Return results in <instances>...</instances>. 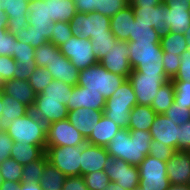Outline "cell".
I'll list each match as a JSON object with an SVG mask.
<instances>
[{
	"label": "cell",
	"instance_id": "obj_1",
	"mask_svg": "<svg viewBox=\"0 0 190 190\" xmlns=\"http://www.w3.org/2000/svg\"><path fill=\"white\" fill-rule=\"evenodd\" d=\"M150 131L121 129L106 146L110 157L138 166L149 154Z\"/></svg>",
	"mask_w": 190,
	"mask_h": 190
},
{
	"label": "cell",
	"instance_id": "obj_2",
	"mask_svg": "<svg viewBox=\"0 0 190 190\" xmlns=\"http://www.w3.org/2000/svg\"><path fill=\"white\" fill-rule=\"evenodd\" d=\"M129 61L133 70L144 75H166L160 43L128 42Z\"/></svg>",
	"mask_w": 190,
	"mask_h": 190
},
{
	"label": "cell",
	"instance_id": "obj_3",
	"mask_svg": "<svg viewBox=\"0 0 190 190\" xmlns=\"http://www.w3.org/2000/svg\"><path fill=\"white\" fill-rule=\"evenodd\" d=\"M14 143L39 145L46 150L47 125L31 110L4 127Z\"/></svg>",
	"mask_w": 190,
	"mask_h": 190
},
{
	"label": "cell",
	"instance_id": "obj_4",
	"mask_svg": "<svg viewBox=\"0 0 190 190\" xmlns=\"http://www.w3.org/2000/svg\"><path fill=\"white\" fill-rule=\"evenodd\" d=\"M127 80L126 77L107 71L99 62L80 70L77 85L101 93L107 100Z\"/></svg>",
	"mask_w": 190,
	"mask_h": 190
},
{
	"label": "cell",
	"instance_id": "obj_5",
	"mask_svg": "<svg viewBox=\"0 0 190 190\" xmlns=\"http://www.w3.org/2000/svg\"><path fill=\"white\" fill-rule=\"evenodd\" d=\"M73 36L91 39L95 36H112L110 17L98 12L79 13L70 21Z\"/></svg>",
	"mask_w": 190,
	"mask_h": 190
},
{
	"label": "cell",
	"instance_id": "obj_6",
	"mask_svg": "<svg viewBox=\"0 0 190 190\" xmlns=\"http://www.w3.org/2000/svg\"><path fill=\"white\" fill-rule=\"evenodd\" d=\"M82 146H46L48 162L66 177L81 176Z\"/></svg>",
	"mask_w": 190,
	"mask_h": 190
},
{
	"label": "cell",
	"instance_id": "obj_7",
	"mask_svg": "<svg viewBox=\"0 0 190 190\" xmlns=\"http://www.w3.org/2000/svg\"><path fill=\"white\" fill-rule=\"evenodd\" d=\"M139 186L143 190H168L170 185L167 175V162L150 155L138 165Z\"/></svg>",
	"mask_w": 190,
	"mask_h": 190
},
{
	"label": "cell",
	"instance_id": "obj_8",
	"mask_svg": "<svg viewBox=\"0 0 190 190\" xmlns=\"http://www.w3.org/2000/svg\"><path fill=\"white\" fill-rule=\"evenodd\" d=\"M170 79L166 75L142 74L132 70L128 81L133 87L138 105L151 106L159 88Z\"/></svg>",
	"mask_w": 190,
	"mask_h": 190
},
{
	"label": "cell",
	"instance_id": "obj_9",
	"mask_svg": "<svg viewBox=\"0 0 190 190\" xmlns=\"http://www.w3.org/2000/svg\"><path fill=\"white\" fill-rule=\"evenodd\" d=\"M63 56L80 71L97 64L99 61L92 51L91 40L72 36L59 47Z\"/></svg>",
	"mask_w": 190,
	"mask_h": 190
},
{
	"label": "cell",
	"instance_id": "obj_10",
	"mask_svg": "<svg viewBox=\"0 0 190 190\" xmlns=\"http://www.w3.org/2000/svg\"><path fill=\"white\" fill-rule=\"evenodd\" d=\"M86 143V139L67 119L47 125L46 146H83Z\"/></svg>",
	"mask_w": 190,
	"mask_h": 190
},
{
	"label": "cell",
	"instance_id": "obj_11",
	"mask_svg": "<svg viewBox=\"0 0 190 190\" xmlns=\"http://www.w3.org/2000/svg\"><path fill=\"white\" fill-rule=\"evenodd\" d=\"M104 171L110 181L126 190H134L139 185L138 166L128 164L124 160L109 157L104 164Z\"/></svg>",
	"mask_w": 190,
	"mask_h": 190
},
{
	"label": "cell",
	"instance_id": "obj_12",
	"mask_svg": "<svg viewBox=\"0 0 190 190\" xmlns=\"http://www.w3.org/2000/svg\"><path fill=\"white\" fill-rule=\"evenodd\" d=\"M129 45L128 41L117 40L115 45L109 50L99 63L112 73L119 74L128 79L129 74L133 70L129 61Z\"/></svg>",
	"mask_w": 190,
	"mask_h": 190
},
{
	"label": "cell",
	"instance_id": "obj_13",
	"mask_svg": "<svg viewBox=\"0 0 190 190\" xmlns=\"http://www.w3.org/2000/svg\"><path fill=\"white\" fill-rule=\"evenodd\" d=\"M180 127L172 122L164 114H157L150 128V134L153 140L171 147L177 151Z\"/></svg>",
	"mask_w": 190,
	"mask_h": 190
},
{
	"label": "cell",
	"instance_id": "obj_14",
	"mask_svg": "<svg viewBox=\"0 0 190 190\" xmlns=\"http://www.w3.org/2000/svg\"><path fill=\"white\" fill-rule=\"evenodd\" d=\"M31 111L46 125L65 120L68 115L67 106L60 104V100L43 99L39 94H36Z\"/></svg>",
	"mask_w": 190,
	"mask_h": 190
},
{
	"label": "cell",
	"instance_id": "obj_15",
	"mask_svg": "<svg viewBox=\"0 0 190 190\" xmlns=\"http://www.w3.org/2000/svg\"><path fill=\"white\" fill-rule=\"evenodd\" d=\"M2 9L7 14V30L16 36L22 29L28 26V6L27 0H7L2 2Z\"/></svg>",
	"mask_w": 190,
	"mask_h": 190
},
{
	"label": "cell",
	"instance_id": "obj_16",
	"mask_svg": "<svg viewBox=\"0 0 190 190\" xmlns=\"http://www.w3.org/2000/svg\"><path fill=\"white\" fill-rule=\"evenodd\" d=\"M167 175L170 185L190 184V152L176 151L167 161Z\"/></svg>",
	"mask_w": 190,
	"mask_h": 190
},
{
	"label": "cell",
	"instance_id": "obj_17",
	"mask_svg": "<svg viewBox=\"0 0 190 190\" xmlns=\"http://www.w3.org/2000/svg\"><path fill=\"white\" fill-rule=\"evenodd\" d=\"M106 99L104 96L93 90H86L85 87L73 86L72 95L68 101V111L78 108H87L92 110L104 111Z\"/></svg>",
	"mask_w": 190,
	"mask_h": 190
},
{
	"label": "cell",
	"instance_id": "obj_18",
	"mask_svg": "<svg viewBox=\"0 0 190 190\" xmlns=\"http://www.w3.org/2000/svg\"><path fill=\"white\" fill-rule=\"evenodd\" d=\"M45 69L49 71L53 80L62 81L66 84L76 86L79 77V70L62 55L60 49L55 52L54 58Z\"/></svg>",
	"mask_w": 190,
	"mask_h": 190
},
{
	"label": "cell",
	"instance_id": "obj_19",
	"mask_svg": "<svg viewBox=\"0 0 190 190\" xmlns=\"http://www.w3.org/2000/svg\"><path fill=\"white\" fill-rule=\"evenodd\" d=\"M106 147L84 144L81 151V176L91 172L103 171L109 158Z\"/></svg>",
	"mask_w": 190,
	"mask_h": 190
},
{
	"label": "cell",
	"instance_id": "obj_20",
	"mask_svg": "<svg viewBox=\"0 0 190 190\" xmlns=\"http://www.w3.org/2000/svg\"><path fill=\"white\" fill-rule=\"evenodd\" d=\"M28 25H32L34 31L47 33V40L50 41L54 23L48 19L45 0H32L28 6Z\"/></svg>",
	"mask_w": 190,
	"mask_h": 190
},
{
	"label": "cell",
	"instance_id": "obj_21",
	"mask_svg": "<svg viewBox=\"0 0 190 190\" xmlns=\"http://www.w3.org/2000/svg\"><path fill=\"white\" fill-rule=\"evenodd\" d=\"M102 115L103 111L78 108L68 111L67 120L87 139L94 130V127L97 126Z\"/></svg>",
	"mask_w": 190,
	"mask_h": 190
},
{
	"label": "cell",
	"instance_id": "obj_22",
	"mask_svg": "<svg viewBox=\"0 0 190 190\" xmlns=\"http://www.w3.org/2000/svg\"><path fill=\"white\" fill-rule=\"evenodd\" d=\"M134 14L139 17L140 22L149 24V27H153L159 32L160 35L169 32V26L165 22L166 14L168 13L167 6L162 3L152 8H133Z\"/></svg>",
	"mask_w": 190,
	"mask_h": 190
},
{
	"label": "cell",
	"instance_id": "obj_23",
	"mask_svg": "<svg viewBox=\"0 0 190 190\" xmlns=\"http://www.w3.org/2000/svg\"><path fill=\"white\" fill-rule=\"evenodd\" d=\"M0 90L4 95H9L27 106L30 110L32 109L36 93L28 81L19 79L7 80L0 85Z\"/></svg>",
	"mask_w": 190,
	"mask_h": 190
},
{
	"label": "cell",
	"instance_id": "obj_24",
	"mask_svg": "<svg viewBox=\"0 0 190 190\" xmlns=\"http://www.w3.org/2000/svg\"><path fill=\"white\" fill-rule=\"evenodd\" d=\"M134 23V10L129 4L110 18V30L117 40L129 41V37H132Z\"/></svg>",
	"mask_w": 190,
	"mask_h": 190
},
{
	"label": "cell",
	"instance_id": "obj_25",
	"mask_svg": "<svg viewBox=\"0 0 190 190\" xmlns=\"http://www.w3.org/2000/svg\"><path fill=\"white\" fill-rule=\"evenodd\" d=\"M120 130L121 128L115 122L103 114L86 141L91 145L106 147Z\"/></svg>",
	"mask_w": 190,
	"mask_h": 190
},
{
	"label": "cell",
	"instance_id": "obj_26",
	"mask_svg": "<svg viewBox=\"0 0 190 190\" xmlns=\"http://www.w3.org/2000/svg\"><path fill=\"white\" fill-rule=\"evenodd\" d=\"M48 11V19L57 22H70L77 10L74 0H45Z\"/></svg>",
	"mask_w": 190,
	"mask_h": 190
},
{
	"label": "cell",
	"instance_id": "obj_27",
	"mask_svg": "<svg viewBox=\"0 0 190 190\" xmlns=\"http://www.w3.org/2000/svg\"><path fill=\"white\" fill-rule=\"evenodd\" d=\"M156 115V112L151 108V106L137 104L131 110L128 130L149 131Z\"/></svg>",
	"mask_w": 190,
	"mask_h": 190
},
{
	"label": "cell",
	"instance_id": "obj_28",
	"mask_svg": "<svg viewBox=\"0 0 190 190\" xmlns=\"http://www.w3.org/2000/svg\"><path fill=\"white\" fill-rule=\"evenodd\" d=\"M44 153L45 150L39 145L14 143L11 149L10 158L24 166L39 159Z\"/></svg>",
	"mask_w": 190,
	"mask_h": 190
},
{
	"label": "cell",
	"instance_id": "obj_29",
	"mask_svg": "<svg viewBox=\"0 0 190 190\" xmlns=\"http://www.w3.org/2000/svg\"><path fill=\"white\" fill-rule=\"evenodd\" d=\"M132 107L127 104L105 103L103 114L121 129H128Z\"/></svg>",
	"mask_w": 190,
	"mask_h": 190
},
{
	"label": "cell",
	"instance_id": "obj_30",
	"mask_svg": "<svg viewBox=\"0 0 190 190\" xmlns=\"http://www.w3.org/2000/svg\"><path fill=\"white\" fill-rule=\"evenodd\" d=\"M3 100V111L1 113L3 128L10 124L14 119L22 117L26 115L30 109L19 101L15 100L13 97L9 95H4L2 93Z\"/></svg>",
	"mask_w": 190,
	"mask_h": 190
},
{
	"label": "cell",
	"instance_id": "obj_31",
	"mask_svg": "<svg viewBox=\"0 0 190 190\" xmlns=\"http://www.w3.org/2000/svg\"><path fill=\"white\" fill-rule=\"evenodd\" d=\"M66 176L50 162L45 164L40 179V186L43 190H62Z\"/></svg>",
	"mask_w": 190,
	"mask_h": 190
},
{
	"label": "cell",
	"instance_id": "obj_32",
	"mask_svg": "<svg viewBox=\"0 0 190 190\" xmlns=\"http://www.w3.org/2000/svg\"><path fill=\"white\" fill-rule=\"evenodd\" d=\"M73 86L62 81L53 80L39 95L43 99L60 100V104L67 106L72 95Z\"/></svg>",
	"mask_w": 190,
	"mask_h": 190
},
{
	"label": "cell",
	"instance_id": "obj_33",
	"mask_svg": "<svg viewBox=\"0 0 190 190\" xmlns=\"http://www.w3.org/2000/svg\"><path fill=\"white\" fill-rule=\"evenodd\" d=\"M139 17L135 15V23L132 28V37H129L128 42H151L160 43L161 35L149 24L140 22Z\"/></svg>",
	"mask_w": 190,
	"mask_h": 190
},
{
	"label": "cell",
	"instance_id": "obj_34",
	"mask_svg": "<svg viewBox=\"0 0 190 190\" xmlns=\"http://www.w3.org/2000/svg\"><path fill=\"white\" fill-rule=\"evenodd\" d=\"M160 44L163 52L172 55H182L188 50L187 40L184 34L168 32L161 35Z\"/></svg>",
	"mask_w": 190,
	"mask_h": 190
},
{
	"label": "cell",
	"instance_id": "obj_35",
	"mask_svg": "<svg viewBox=\"0 0 190 190\" xmlns=\"http://www.w3.org/2000/svg\"><path fill=\"white\" fill-rule=\"evenodd\" d=\"M174 84L171 80L162 85L151 104L156 114H164L174 103Z\"/></svg>",
	"mask_w": 190,
	"mask_h": 190
},
{
	"label": "cell",
	"instance_id": "obj_36",
	"mask_svg": "<svg viewBox=\"0 0 190 190\" xmlns=\"http://www.w3.org/2000/svg\"><path fill=\"white\" fill-rule=\"evenodd\" d=\"M165 22L170 32L185 34L190 26V16L184 9H168Z\"/></svg>",
	"mask_w": 190,
	"mask_h": 190
},
{
	"label": "cell",
	"instance_id": "obj_37",
	"mask_svg": "<svg viewBox=\"0 0 190 190\" xmlns=\"http://www.w3.org/2000/svg\"><path fill=\"white\" fill-rule=\"evenodd\" d=\"M48 162L46 153L39 159L24 165L21 183H40L45 164Z\"/></svg>",
	"mask_w": 190,
	"mask_h": 190
},
{
	"label": "cell",
	"instance_id": "obj_38",
	"mask_svg": "<svg viewBox=\"0 0 190 190\" xmlns=\"http://www.w3.org/2000/svg\"><path fill=\"white\" fill-rule=\"evenodd\" d=\"M106 103L127 104L132 108L137 105L135 92L128 79L106 100Z\"/></svg>",
	"mask_w": 190,
	"mask_h": 190
},
{
	"label": "cell",
	"instance_id": "obj_39",
	"mask_svg": "<svg viewBox=\"0 0 190 190\" xmlns=\"http://www.w3.org/2000/svg\"><path fill=\"white\" fill-rule=\"evenodd\" d=\"M23 167V165H20L12 158L4 160L0 163V175L3 178V181L21 183Z\"/></svg>",
	"mask_w": 190,
	"mask_h": 190
},
{
	"label": "cell",
	"instance_id": "obj_40",
	"mask_svg": "<svg viewBox=\"0 0 190 190\" xmlns=\"http://www.w3.org/2000/svg\"><path fill=\"white\" fill-rule=\"evenodd\" d=\"M18 40H21L24 44L31 45L35 49L40 45L48 43L47 33H39L38 31H34L32 25H28L20 33H17L15 36Z\"/></svg>",
	"mask_w": 190,
	"mask_h": 190
},
{
	"label": "cell",
	"instance_id": "obj_41",
	"mask_svg": "<svg viewBox=\"0 0 190 190\" xmlns=\"http://www.w3.org/2000/svg\"><path fill=\"white\" fill-rule=\"evenodd\" d=\"M92 51L94 56L98 59V61L103 58L109 50L115 45L117 42V38L112 36H95L91 39Z\"/></svg>",
	"mask_w": 190,
	"mask_h": 190
},
{
	"label": "cell",
	"instance_id": "obj_42",
	"mask_svg": "<svg viewBox=\"0 0 190 190\" xmlns=\"http://www.w3.org/2000/svg\"><path fill=\"white\" fill-rule=\"evenodd\" d=\"M129 4V0H96L95 12L111 18Z\"/></svg>",
	"mask_w": 190,
	"mask_h": 190
},
{
	"label": "cell",
	"instance_id": "obj_43",
	"mask_svg": "<svg viewBox=\"0 0 190 190\" xmlns=\"http://www.w3.org/2000/svg\"><path fill=\"white\" fill-rule=\"evenodd\" d=\"M52 81L53 78L49 71L41 67H37L28 79V83L36 94L42 93Z\"/></svg>",
	"mask_w": 190,
	"mask_h": 190
},
{
	"label": "cell",
	"instance_id": "obj_44",
	"mask_svg": "<svg viewBox=\"0 0 190 190\" xmlns=\"http://www.w3.org/2000/svg\"><path fill=\"white\" fill-rule=\"evenodd\" d=\"M34 57L35 48L31 45L24 44L16 38L15 53L12 56L16 64H36Z\"/></svg>",
	"mask_w": 190,
	"mask_h": 190
},
{
	"label": "cell",
	"instance_id": "obj_45",
	"mask_svg": "<svg viewBox=\"0 0 190 190\" xmlns=\"http://www.w3.org/2000/svg\"><path fill=\"white\" fill-rule=\"evenodd\" d=\"M58 49L59 47L55 46L51 42L45 43L36 48L34 59L37 67L45 68L48 64H50L51 60L55 56V52Z\"/></svg>",
	"mask_w": 190,
	"mask_h": 190
},
{
	"label": "cell",
	"instance_id": "obj_46",
	"mask_svg": "<svg viewBox=\"0 0 190 190\" xmlns=\"http://www.w3.org/2000/svg\"><path fill=\"white\" fill-rule=\"evenodd\" d=\"M73 36L70 22H54V29L49 42L55 46L60 47L63 43L67 42Z\"/></svg>",
	"mask_w": 190,
	"mask_h": 190
},
{
	"label": "cell",
	"instance_id": "obj_47",
	"mask_svg": "<svg viewBox=\"0 0 190 190\" xmlns=\"http://www.w3.org/2000/svg\"><path fill=\"white\" fill-rule=\"evenodd\" d=\"M83 178L89 190H104L110 182L104 170L88 173Z\"/></svg>",
	"mask_w": 190,
	"mask_h": 190
},
{
	"label": "cell",
	"instance_id": "obj_48",
	"mask_svg": "<svg viewBox=\"0 0 190 190\" xmlns=\"http://www.w3.org/2000/svg\"><path fill=\"white\" fill-rule=\"evenodd\" d=\"M174 84V102L190 109V82L172 81Z\"/></svg>",
	"mask_w": 190,
	"mask_h": 190
},
{
	"label": "cell",
	"instance_id": "obj_49",
	"mask_svg": "<svg viewBox=\"0 0 190 190\" xmlns=\"http://www.w3.org/2000/svg\"><path fill=\"white\" fill-rule=\"evenodd\" d=\"M164 115L171 119L176 125L181 126L190 120V109L174 102Z\"/></svg>",
	"mask_w": 190,
	"mask_h": 190
},
{
	"label": "cell",
	"instance_id": "obj_50",
	"mask_svg": "<svg viewBox=\"0 0 190 190\" xmlns=\"http://www.w3.org/2000/svg\"><path fill=\"white\" fill-rule=\"evenodd\" d=\"M16 48V37L7 29H0V55L13 56Z\"/></svg>",
	"mask_w": 190,
	"mask_h": 190
},
{
	"label": "cell",
	"instance_id": "obj_51",
	"mask_svg": "<svg viewBox=\"0 0 190 190\" xmlns=\"http://www.w3.org/2000/svg\"><path fill=\"white\" fill-rule=\"evenodd\" d=\"M176 152L175 149L163 145L162 143L158 142L157 140H151L150 143V156L159 159L163 162H167Z\"/></svg>",
	"mask_w": 190,
	"mask_h": 190
},
{
	"label": "cell",
	"instance_id": "obj_52",
	"mask_svg": "<svg viewBox=\"0 0 190 190\" xmlns=\"http://www.w3.org/2000/svg\"><path fill=\"white\" fill-rule=\"evenodd\" d=\"M16 61L11 56L0 55V85L14 79Z\"/></svg>",
	"mask_w": 190,
	"mask_h": 190
},
{
	"label": "cell",
	"instance_id": "obj_53",
	"mask_svg": "<svg viewBox=\"0 0 190 190\" xmlns=\"http://www.w3.org/2000/svg\"><path fill=\"white\" fill-rule=\"evenodd\" d=\"M181 64L180 55H172L166 52H163V67L166 76L171 80L178 72V69Z\"/></svg>",
	"mask_w": 190,
	"mask_h": 190
},
{
	"label": "cell",
	"instance_id": "obj_54",
	"mask_svg": "<svg viewBox=\"0 0 190 190\" xmlns=\"http://www.w3.org/2000/svg\"><path fill=\"white\" fill-rule=\"evenodd\" d=\"M171 81L190 82V49L186 50L181 55L180 67L177 74L171 79Z\"/></svg>",
	"mask_w": 190,
	"mask_h": 190
},
{
	"label": "cell",
	"instance_id": "obj_55",
	"mask_svg": "<svg viewBox=\"0 0 190 190\" xmlns=\"http://www.w3.org/2000/svg\"><path fill=\"white\" fill-rule=\"evenodd\" d=\"M14 141L4 128L0 129V163L10 158Z\"/></svg>",
	"mask_w": 190,
	"mask_h": 190
},
{
	"label": "cell",
	"instance_id": "obj_56",
	"mask_svg": "<svg viewBox=\"0 0 190 190\" xmlns=\"http://www.w3.org/2000/svg\"><path fill=\"white\" fill-rule=\"evenodd\" d=\"M179 127L180 130L177 151L190 152V120Z\"/></svg>",
	"mask_w": 190,
	"mask_h": 190
},
{
	"label": "cell",
	"instance_id": "obj_57",
	"mask_svg": "<svg viewBox=\"0 0 190 190\" xmlns=\"http://www.w3.org/2000/svg\"><path fill=\"white\" fill-rule=\"evenodd\" d=\"M62 190H89L83 176L66 177Z\"/></svg>",
	"mask_w": 190,
	"mask_h": 190
},
{
	"label": "cell",
	"instance_id": "obj_58",
	"mask_svg": "<svg viewBox=\"0 0 190 190\" xmlns=\"http://www.w3.org/2000/svg\"><path fill=\"white\" fill-rule=\"evenodd\" d=\"M36 68L37 64H16L14 79L28 81Z\"/></svg>",
	"mask_w": 190,
	"mask_h": 190
},
{
	"label": "cell",
	"instance_id": "obj_59",
	"mask_svg": "<svg viewBox=\"0 0 190 190\" xmlns=\"http://www.w3.org/2000/svg\"><path fill=\"white\" fill-rule=\"evenodd\" d=\"M96 0H74L76 10L79 13H92L95 12Z\"/></svg>",
	"mask_w": 190,
	"mask_h": 190
},
{
	"label": "cell",
	"instance_id": "obj_60",
	"mask_svg": "<svg viewBox=\"0 0 190 190\" xmlns=\"http://www.w3.org/2000/svg\"><path fill=\"white\" fill-rule=\"evenodd\" d=\"M163 3L168 9H184V11L190 9V0H163Z\"/></svg>",
	"mask_w": 190,
	"mask_h": 190
},
{
	"label": "cell",
	"instance_id": "obj_61",
	"mask_svg": "<svg viewBox=\"0 0 190 190\" xmlns=\"http://www.w3.org/2000/svg\"><path fill=\"white\" fill-rule=\"evenodd\" d=\"M163 0H130L132 8L154 7L162 4Z\"/></svg>",
	"mask_w": 190,
	"mask_h": 190
},
{
	"label": "cell",
	"instance_id": "obj_62",
	"mask_svg": "<svg viewBox=\"0 0 190 190\" xmlns=\"http://www.w3.org/2000/svg\"><path fill=\"white\" fill-rule=\"evenodd\" d=\"M18 190H43L39 183H21Z\"/></svg>",
	"mask_w": 190,
	"mask_h": 190
},
{
	"label": "cell",
	"instance_id": "obj_63",
	"mask_svg": "<svg viewBox=\"0 0 190 190\" xmlns=\"http://www.w3.org/2000/svg\"><path fill=\"white\" fill-rule=\"evenodd\" d=\"M20 184L21 183L18 182L3 181L2 185L0 186V190H18Z\"/></svg>",
	"mask_w": 190,
	"mask_h": 190
},
{
	"label": "cell",
	"instance_id": "obj_64",
	"mask_svg": "<svg viewBox=\"0 0 190 190\" xmlns=\"http://www.w3.org/2000/svg\"><path fill=\"white\" fill-rule=\"evenodd\" d=\"M7 14L3 9H0V29H7Z\"/></svg>",
	"mask_w": 190,
	"mask_h": 190
},
{
	"label": "cell",
	"instance_id": "obj_65",
	"mask_svg": "<svg viewBox=\"0 0 190 190\" xmlns=\"http://www.w3.org/2000/svg\"><path fill=\"white\" fill-rule=\"evenodd\" d=\"M104 190H126V189L122 188L120 185H117L115 182L110 181L108 187H106Z\"/></svg>",
	"mask_w": 190,
	"mask_h": 190
},
{
	"label": "cell",
	"instance_id": "obj_66",
	"mask_svg": "<svg viewBox=\"0 0 190 190\" xmlns=\"http://www.w3.org/2000/svg\"><path fill=\"white\" fill-rule=\"evenodd\" d=\"M168 190H190V186L171 185Z\"/></svg>",
	"mask_w": 190,
	"mask_h": 190
},
{
	"label": "cell",
	"instance_id": "obj_67",
	"mask_svg": "<svg viewBox=\"0 0 190 190\" xmlns=\"http://www.w3.org/2000/svg\"><path fill=\"white\" fill-rule=\"evenodd\" d=\"M3 100H2V91L0 90V127L3 128V121H2V116L1 113L3 111Z\"/></svg>",
	"mask_w": 190,
	"mask_h": 190
},
{
	"label": "cell",
	"instance_id": "obj_68",
	"mask_svg": "<svg viewBox=\"0 0 190 190\" xmlns=\"http://www.w3.org/2000/svg\"><path fill=\"white\" fill-rule=\"evenodd\" d=\"M186 40H187V46H188V49H190V26H189V29L186 31V33L184 34Z\"/></svg>",
	"mask_w": 190,
	"mask_h": 190
},
{
	"label": "cell",
	"instance_id": "obj_69",
	"mask_svg": "<svg viewBox=\"0 0 190 190\" xmlns=\"http://www.w3.org/2000/svg\"><path fill=\"white\" fill-rule=\"evenodd\" d=\"M2 183H3V178H2V176L0 175V186L2 185Z\"/></svg>",
	"mask_w": 190,
	"mask_h": 190
},
{
	"label": "cell",
	"instance_id": "obj_70",
	"mask_svg": "<svg viewBox=\"0 0 190 190\" xmlns=\"http://www.w3.org/2000/svg\"><path fill=\"white\" fill-rule=\"evenodd\" d=\"M134 190H143L139 185Z\"/></svg>",
	"mask_w": 190,
	"mask_h": 190
}]
</instances>
